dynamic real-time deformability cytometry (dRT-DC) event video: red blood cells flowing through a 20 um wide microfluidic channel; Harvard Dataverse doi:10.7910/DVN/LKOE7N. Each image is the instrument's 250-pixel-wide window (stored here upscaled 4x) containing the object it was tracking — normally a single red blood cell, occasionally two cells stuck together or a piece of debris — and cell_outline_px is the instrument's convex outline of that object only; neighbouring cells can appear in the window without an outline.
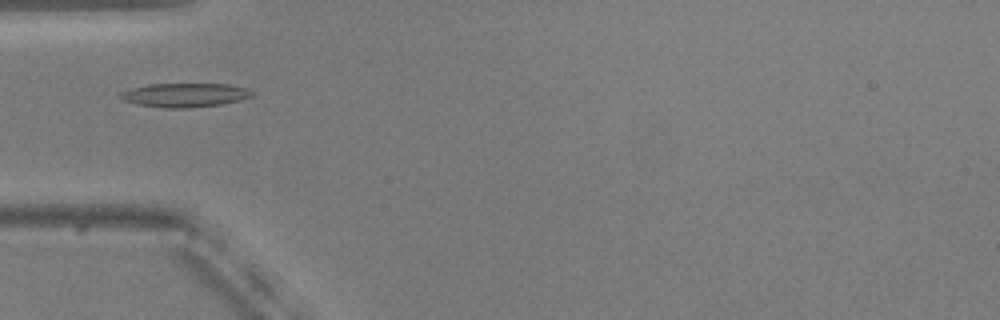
{"species": "common noctule bat (a hibernating species)", "species_latin": "Nyctalus noctula", "temperature_condition": "warm", "stored_images_in_passage": 39, "camera_frame_rate_fps": 3000, "um_per_image_px": 0.085, "animal": {"sex": "male", "body_mass_g": 20.5, "forearm_length_mm": 52.5}, "frame": {"image": 1, "passage_image": 2, "time_ms": 0.333, "image_size_px": [1000, 320], "cell_outline_px": [[256, 92], [252, 96], [240, 100], [220, 104], [188, 108], [164, 108], [140, 104], [124, 100], [120, 96], [120, 92], [132, 88], [148, 84], [228, 84], [248, 88]], "centroid_in_image_um": [15.77, 8.07], "position_along_channel_um": 69.2, "area_um2": 18.26}}
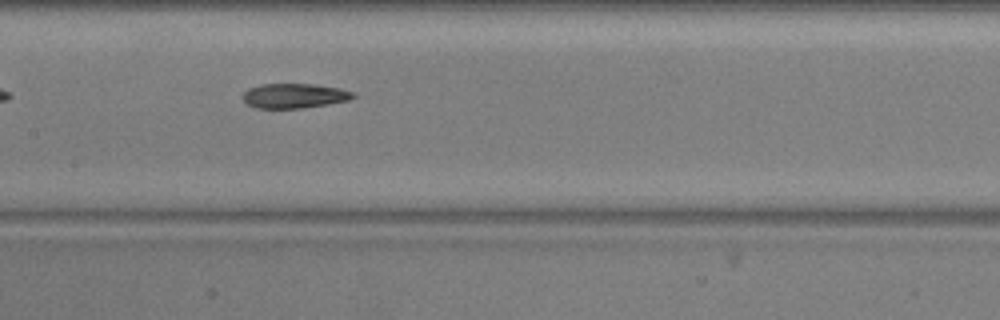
{"frame": {"image": 2, "passage_image": 11, "time_ms": 3.333, "image_size_px": [1000, 320], "cell_outline_px": [[356, 96], [348, 100], [328, 104], [300, 108], [252, 108], [244, 100], [244, 92], [248, 88], [260, 84], [312, 84], [340, 88], [352, 92]], "centroid_in_image_um": [24.99, 8.14], "position_along_channel_um": 182.4, "area_um2": 15.78}}
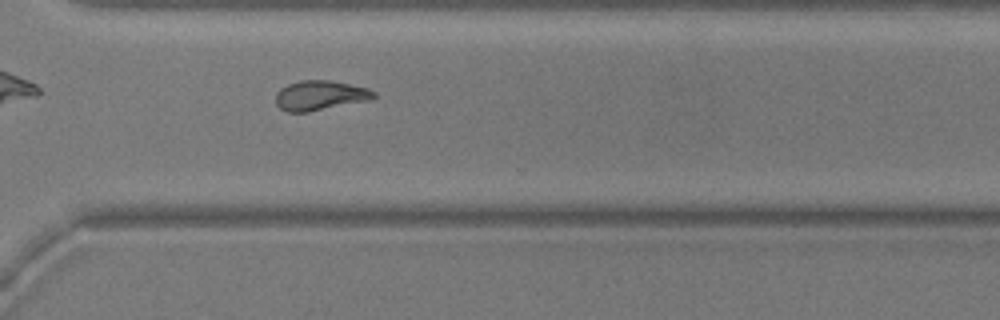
{"frame": {"image": 3, "passage_image": 24, "time_ms": 7.667, "image_size_px": [1000, 320], "cell_outline_px": [[376, 96], [372, 100], [308, 112], [288, 112], [280, 108], [276, 104], [276, 92], [280, 88], [288, 84], [300, 80], [328, 80], [368, 88], [376, 92]], "centroid_in_image_um": [27.21, 8.12], "position_along_channel_um": 343.4, "area_um2": 17.11}, "authors_computed_cell_mechanics": {"area_um2": 16.9354, "velocity_mm_per_s": 3.7292, "shape_relaxation_time_tau1_ms": null, "shape_relaxation_time_tau2_ms": 3.9179, "deformation_change_tau1": null, "deformation_change_tau2": 0.1046}}